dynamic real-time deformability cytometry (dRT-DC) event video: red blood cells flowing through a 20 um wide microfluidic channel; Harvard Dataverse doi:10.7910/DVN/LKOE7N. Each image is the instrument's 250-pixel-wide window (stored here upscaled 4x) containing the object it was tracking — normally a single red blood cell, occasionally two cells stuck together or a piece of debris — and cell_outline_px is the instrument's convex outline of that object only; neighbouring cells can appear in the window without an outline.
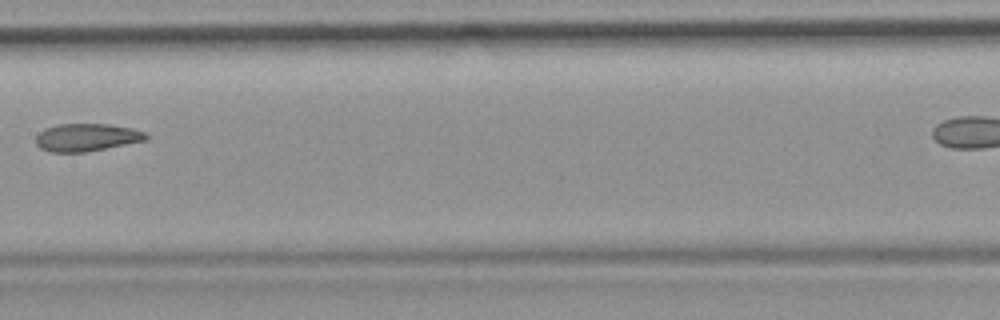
{"species": "common noctule bat (a hibernating species)", "species_latin": "Nyctalus noctula", "temperature_condition": "room temperature", "stored_images_in_passage": 6, "camera_frame_rate_fps": 3000, "um_per_image_px": 0.085, "animal": {"sex": "female", "body_mass_g": 19.9}, "frame": {"image": 1, "passage_image": 4, "time_ms": 3.667, "image_size_px": [1000, 320], "cell_outline_px": [[148, 140], [84, 152], [52, 152], [40, 148], [36, 144], [36, 136], [44, 128], [60, 124], [108, 124], [132, 128], [148, 132]], "centroid_in_image_um": [7.39, 11.67], "position_along_channel_um": 200.0, "area_um2": 17.8}}